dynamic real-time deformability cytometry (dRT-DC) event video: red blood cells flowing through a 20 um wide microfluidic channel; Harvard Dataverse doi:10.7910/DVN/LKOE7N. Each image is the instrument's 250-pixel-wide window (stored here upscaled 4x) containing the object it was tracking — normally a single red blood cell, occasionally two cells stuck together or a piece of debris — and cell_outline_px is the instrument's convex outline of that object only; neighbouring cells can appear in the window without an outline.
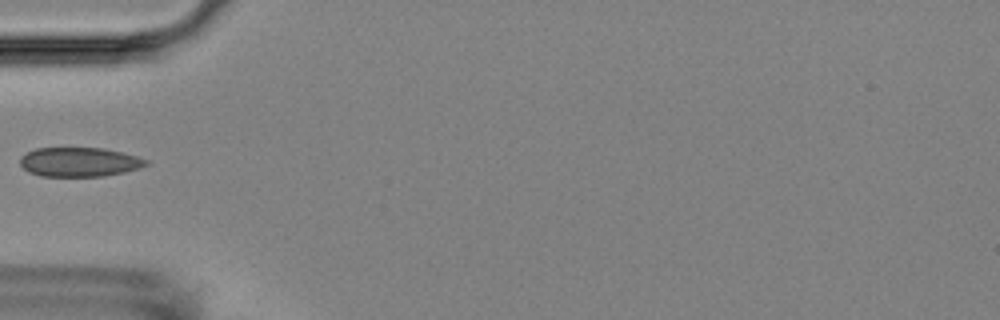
{"species": "Egyptian fruit bat (a non-hibernating species)", "species_latin": "Rousettus aegyptiacus", "temperature_condition": "room temperature", "stored_images_in_passage": 3, "camera_frame_rate_fps": 3000, "um_per_image_px": 0.085, "animal": {"sex": "female"}, "frame": {"image": 1, "passage_image": 2, "time_ms": 2.0, "image_size_px": [1000, 320], "cell_outline_px": [[148, 164], [124, 172], [104, 176], [40, 176], [28, 172], [20, 164], [20, 156], [36, 148], [104, 148], [136, 156], [148, 160]], "centroid_in_image_um": [6.7, 13.77], "position_along_channel_um": 78.3, "area_um2": 21.33}}
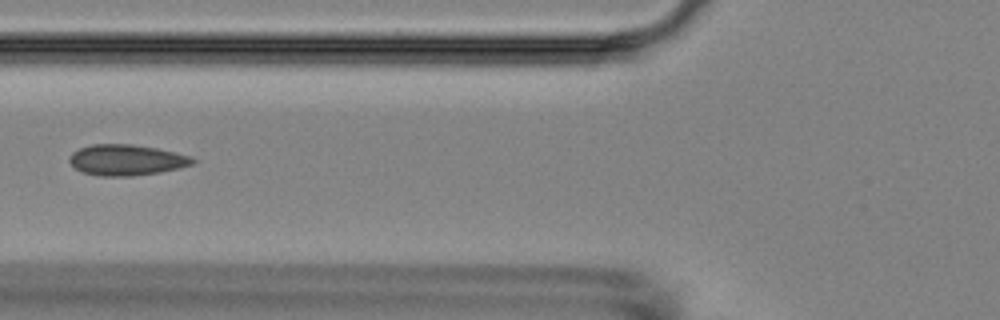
{"frame": {"image": 2, "passage_image": 3, "time_ms": 3.0, "image_size_px": [1000, 320], "cell_outline_px": [[196, 160], [192, 164], [180, 168], [160, 172], [132, 176], [100, 176], [84, 172], [76, 168], [68, 160], [72, 152], [80, 148], [92, 144], [132, 144], [156, 148], [176, 152], [188, 156]], "centroid_in_image_um": [10.75, 13.59], "position_along_channel_um": 115.1, "area_um2": 22.02}}